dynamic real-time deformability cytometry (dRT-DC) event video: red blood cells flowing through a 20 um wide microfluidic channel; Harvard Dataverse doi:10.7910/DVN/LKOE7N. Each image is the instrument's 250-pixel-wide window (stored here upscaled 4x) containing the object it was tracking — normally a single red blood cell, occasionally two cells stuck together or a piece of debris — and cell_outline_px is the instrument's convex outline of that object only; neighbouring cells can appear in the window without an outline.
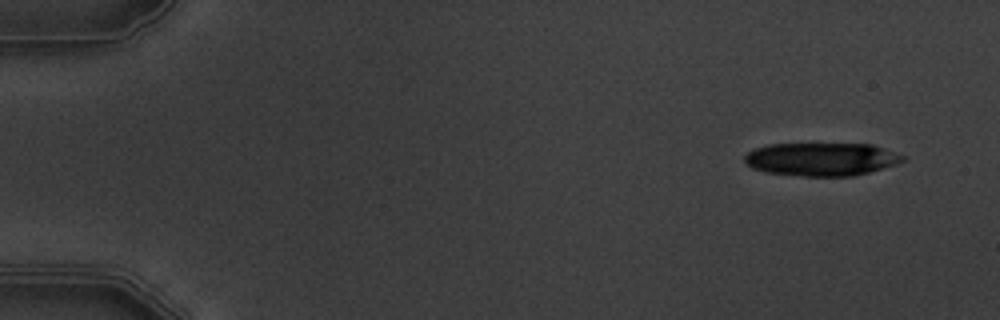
{"species": "common noctule bat (a hibernating species)", "species_latin": "Nyctalus noctula", "temperature_condition": "warm", "stored_images_in_passage": 5, "camera_frame_rate_fps": 3000, "um_per_image_px": 0.085, "animal": {"sex": "male", "body_mass_g": 19.5, "forearm_length_mm": 54.6}, "frame": {"image": 1, "passage_image": 2, "time_ms": 1.0, "image_size_px": [1000, 320], "cell_outline_px": [[904, 160], [896, 164], [868, 172], [852, 176], [804, 176], [764, 172], [752, 168], [744, 160], [744, 156], [748, 152], [756, 148], [768, 144], [872, 144], [904, 156]], "centroid_in_image_um": [69.79, 13.53], "position_along_channel_um": 15.2, "area_um2": 30.35}}